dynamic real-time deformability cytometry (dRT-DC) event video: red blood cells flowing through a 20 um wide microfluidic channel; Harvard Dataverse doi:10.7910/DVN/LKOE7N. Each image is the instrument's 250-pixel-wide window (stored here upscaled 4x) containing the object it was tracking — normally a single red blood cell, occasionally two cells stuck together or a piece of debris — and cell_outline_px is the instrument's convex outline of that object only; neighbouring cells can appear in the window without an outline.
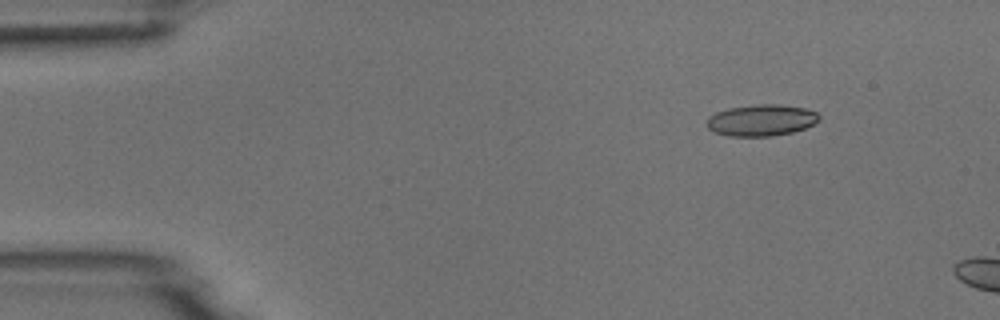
{"species": "common noctule bat (a hibernating species)", "species_latin": "Nyctalus noctula", "temperature_condition": "room temperature", "stored_images_in_passage": 4, "camera_frame_rate_fps": 3000, "um_per_image_px": 0.085, "animal": {"sex": "male", "body_mass_g": 18.8}, "frame": {"image": 1, "passage_image": 2, "time_ms": 1.0, "image_size_px": [1000, 320], "cell_outline_px": [[820, 120], [804, 128], [792, 132], [772, 136], [728, 136], [716, 132], [708, 128], [704, 124], [704, 120], [708, 116], [716, 112], [728, 108], [756, 104], [780, 104], [804, 108], [816, 112], [820, 116]], "centroid_in_image_um": [64.66, 10.21], "position_along_channel_um": 20.3, "area_um2": 20.75}}